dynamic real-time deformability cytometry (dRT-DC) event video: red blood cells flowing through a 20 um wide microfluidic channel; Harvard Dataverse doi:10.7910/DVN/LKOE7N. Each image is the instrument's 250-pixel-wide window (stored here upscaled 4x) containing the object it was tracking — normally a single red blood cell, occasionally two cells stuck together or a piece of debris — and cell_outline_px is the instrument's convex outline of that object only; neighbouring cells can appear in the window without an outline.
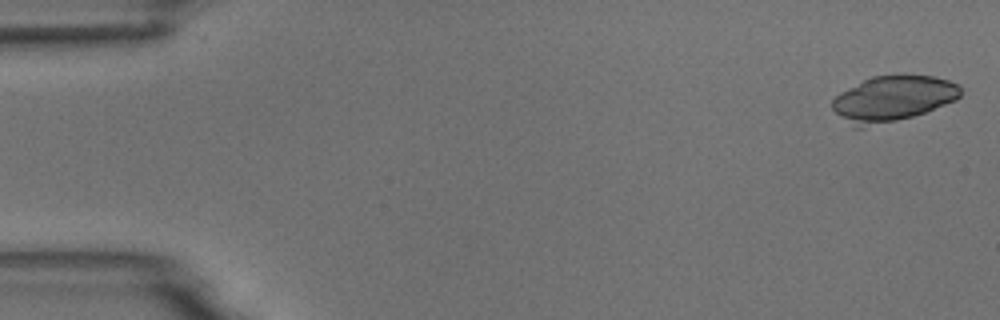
{"species": "common noctule bat (a hibernating species)", "species_latin": "Nyctalus noctula", "temperature_condition": "room temperature", "stored_images_in_passage": 5, "camera_frame_rate_fps": 3000, "um_per_image_px": 0.085, "animal": {"sex": "male", "body_mass_g": 18.8}, "frame": {"image": 1, "passage_image": 1, "time_ms": 0.0, "image_size_px": [1000, 320], "cell_outline_px": [[960, 96], [956, 100], [924, 112], [912, 116], [896, 120], [860, 128], [852, 128], [832, 108], [832, 100], [840, 92], [872, 76], [904, 72], [932, 76], [948, 80], [956, 84], [960, 88]], "centroid_in_image_um": [75.87, 8.34], "position_along_channel_um": 9.1, "area_um2": 34.28}}